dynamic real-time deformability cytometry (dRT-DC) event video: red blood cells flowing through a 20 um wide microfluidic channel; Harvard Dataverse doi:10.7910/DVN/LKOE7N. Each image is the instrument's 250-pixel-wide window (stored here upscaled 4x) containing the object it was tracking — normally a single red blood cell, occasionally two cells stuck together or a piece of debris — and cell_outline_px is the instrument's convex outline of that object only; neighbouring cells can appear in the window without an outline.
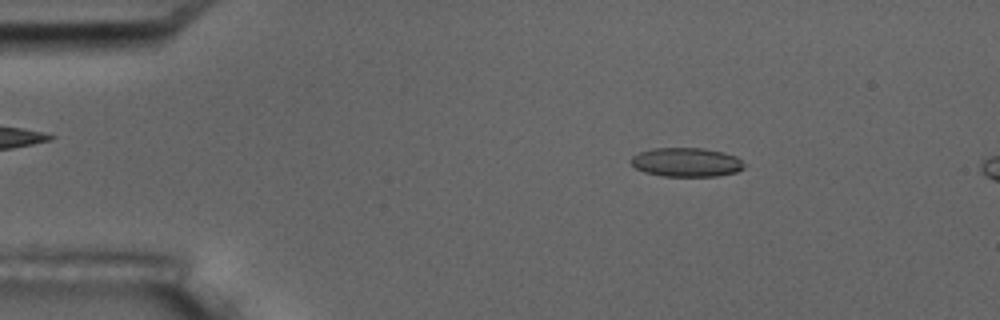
{"species": "common noctule bat (a hibernating species)", "species_latin": "Nyctalus noctula", "temperature_condition": "room temperature", "stored_images_in_passage": 3, "camera_frame_rate_fps": 3000, "um_per_image_px": 0.085, "animal": {"sex": "male", "body_mass_g": 17.5, "forearm_length_mm": 52.3}, "frame": {"image": 1, "passage_image": 1, "time_ms": 0.0, "image_size_px": [1000, 320], "cell_outline_px": [[744, 168], [736, 172], [716, 176], [664, 176], [644, 172], [636, 168], [628, 160], [632, 156], [640, 152], [652, 148], [704, 148], [724, 152], [736, 156], [744, 164]], "centroid_in_image_um": [58.33, 13.78], "position_along_channel_um": 26.7, "area_um2": 19.19}}